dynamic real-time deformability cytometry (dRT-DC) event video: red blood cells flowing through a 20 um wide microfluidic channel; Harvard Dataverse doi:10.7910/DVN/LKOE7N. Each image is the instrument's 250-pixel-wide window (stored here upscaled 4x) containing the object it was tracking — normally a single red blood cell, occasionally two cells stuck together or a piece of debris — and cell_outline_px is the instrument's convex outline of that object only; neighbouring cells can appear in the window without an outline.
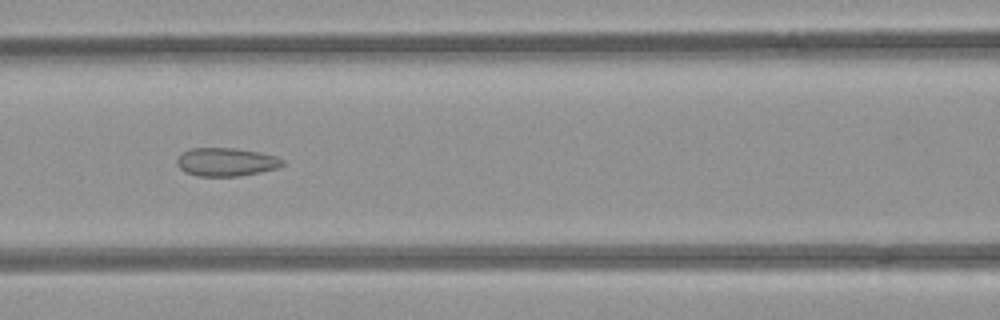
{"species": "common noctule bat (a hibernating species)", "species_latin": "Nyctalus noctula", "temperature_condition": "room temperature", "stored_images_in_passage": 40, "camera_frame_rate_fps": 3000, "um_per_image_px": 0.085, "animal": {"sex": "female", "body_mass_g": 21.9}, "frame": {"image": 1, "passage_image": 10, "time_ms": 3.0, "image_size_px": [1000, 320], "cell_outline_px": [[284, 164], [276, 168], [260, 172], [240, 176], [196, 176], [184, 172], [176, 164], [176, 160], [184, 152], [192, 148], [232, 148], [260, 152], [276, 156], [284, 160]], "centroid_in_image_um": [19.22, 13.77], "position_along_channel_um": 147.4, "area_um2": 17.4}}
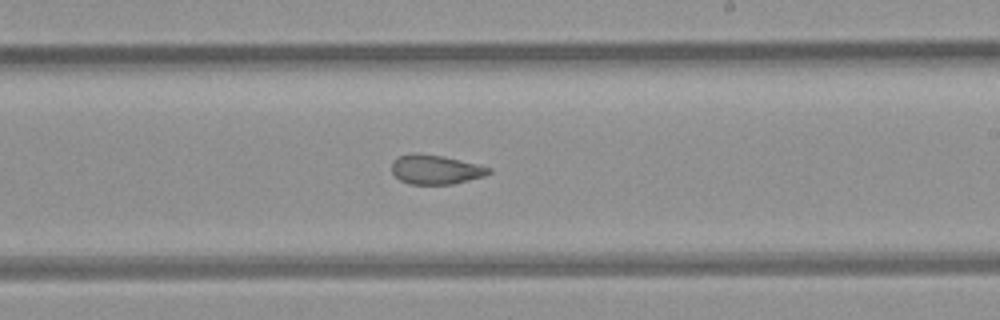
{"frame": {"image": 2, "passage_image": 18, "time_ms": 5.667, "image_size_px": [1000, 320], "cell_outline_px": [[492, 172], [484, 176], [452, 184], [408, 184], [400, 180], [392, 172], [392, 160], [400, 156], [416, 152], [440, 156], [476, 164], [492, 168]], "centroid_in_image_um": [37.0, 14.41], "position_along_channel_um": 252.0, "area_um2": 16.42}}
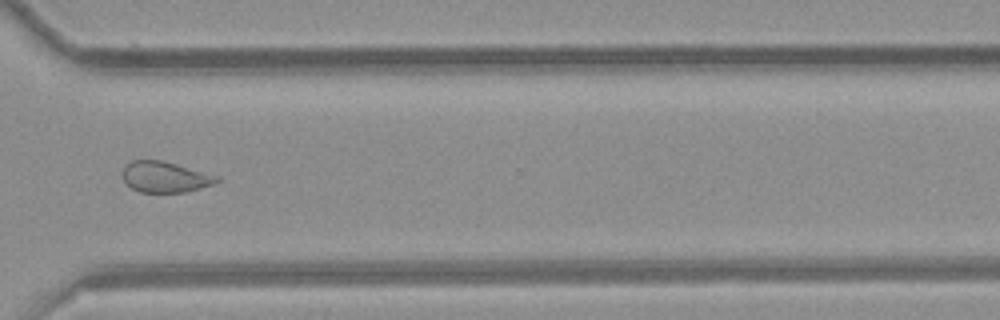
{"frame": {"image": 3, "passage_image": 26, "time_ms": 8.333, "image_size_px": [1000, 320], "cell_outline_px": [[220, 180], [212, 184], [200, 188], [184, 192], [140, 192], [132, 188], [120, 176], [124, 164], [132, 160], [160, 160], [176, 164], [220, 176]], "centroid_in_image_um": [13.99, 15.03], "position_along_channel_um": 356.6, "area_um2": 16.99}, "authors_computed_cell_mechanics": {"area_um2": 18.1492, "velocity_mm_per_s": 3.9284, "shape_relaxation_time_tau1_ms": null, "shape_relaxation_time_tau2_ms": 2.2209, "deformation_change_tau1": null, "deformation_change_tau2": 0.0838}}